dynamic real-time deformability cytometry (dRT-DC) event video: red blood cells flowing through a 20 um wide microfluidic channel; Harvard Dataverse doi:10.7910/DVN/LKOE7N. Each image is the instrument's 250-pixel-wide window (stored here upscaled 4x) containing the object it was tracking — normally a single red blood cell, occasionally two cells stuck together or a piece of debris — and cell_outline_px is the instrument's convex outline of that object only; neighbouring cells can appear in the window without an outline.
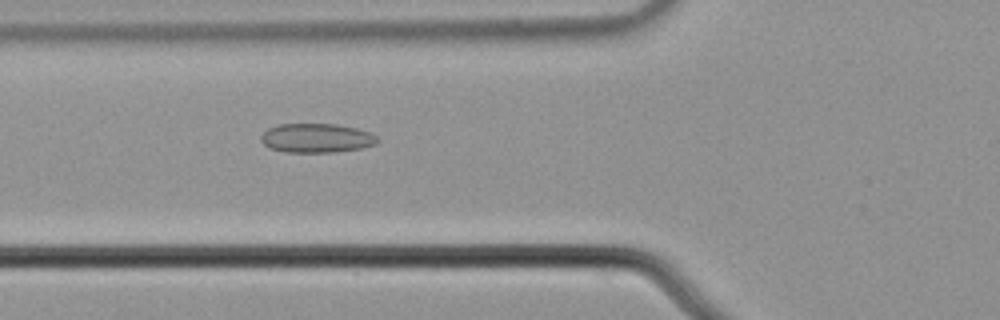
{"species": "common noctule bat (a hibernating species)", "species_latin": "Nyctalus noctula", "temperature_condition": "cold", "stored_images_in_passage": 5, "camera_frame_rate_fps": 3000, "um_per_image_px": 0.085, "animal": {"sex": "male", "body_mass_g": 21.5, "forearm_length_mm": 52.0}, "frame": {"image": 1, "passage_image": 5, "time_ms": 1.333, "image_size_px": [1000, 320], "cell_outline_px": [[380, 140], [376, 144], [360, 148], [332, 152], [284, 152], [268, 148], [260, 140], [260, 136], [268, 128], [280, 124], [336, 124], [356, 128], [372, 132]], "centroid_in_image_um": [26.9, 11.73], "position_along_channel_um": 98.9, "area_um2": 19.88}}